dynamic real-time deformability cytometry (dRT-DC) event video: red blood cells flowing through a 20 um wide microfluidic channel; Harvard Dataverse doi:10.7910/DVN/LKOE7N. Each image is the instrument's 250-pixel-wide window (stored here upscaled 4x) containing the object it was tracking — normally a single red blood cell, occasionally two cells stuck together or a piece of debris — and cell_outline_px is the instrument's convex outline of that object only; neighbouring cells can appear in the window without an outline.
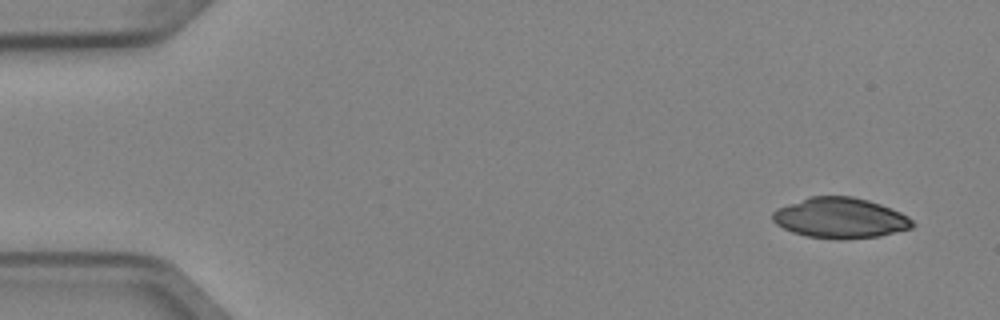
{"species": "Egyptian fruit bat (a non-hibernating species)", "species_latin": "Rousettus aegyptiacus", "temperature_condition": "cold", "stored_images_in_passage": 6, "camera_frame_rate_fps": 3000, "um_per_image_px": 0.085, "animal": {"sex": "female"}, "frame": {"image": 1, "passage_image": 1, "time_ms": 0.0, "image_size_px": [1000, 320], "cell_outline_px": [[916, 224], [912, 228], [880, 236], [840, 240], [808, 236], [792, 232], [776, 224], [772, 220], [772, 212], [776, 208], [808, 196], [852, 196], [868, 200], [880, 204], [900, 212], [908, 216]], "centroid_in_image_um": [71.41, 18.53], "position_along_channel_um": 13.6, "area_um2": 33.18}}
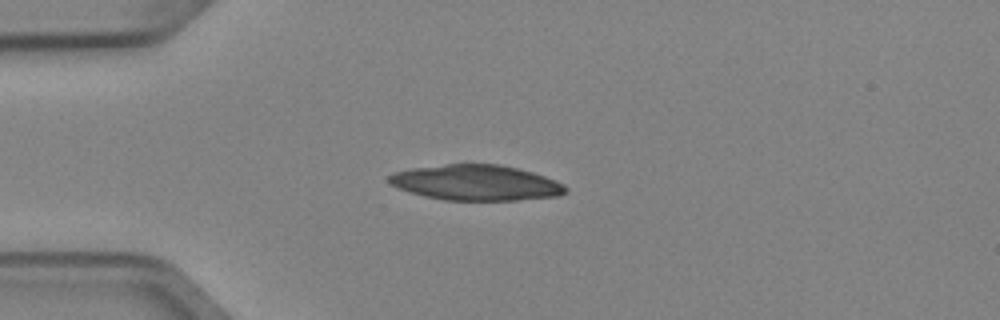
{"frame": {"image": 2, "passage_image": 3, "time_ms": 0.667, "image_size_px": [1000, 320], "cell_outline_px": [[568, 192], [556, 196], [516, 200], [444, 200], [424, 196], [408, 192], [396, 188], [388, 184], [388, 176], [396, 172], [412, 168], [448, 164], [500, 164], [532, 172], [556, 180], [564, 184], [568, 188]], "centroid_in_image_um": [40.44, 15.53], "position_along_channel_um": 44.6, "area_um2": 36.59}}